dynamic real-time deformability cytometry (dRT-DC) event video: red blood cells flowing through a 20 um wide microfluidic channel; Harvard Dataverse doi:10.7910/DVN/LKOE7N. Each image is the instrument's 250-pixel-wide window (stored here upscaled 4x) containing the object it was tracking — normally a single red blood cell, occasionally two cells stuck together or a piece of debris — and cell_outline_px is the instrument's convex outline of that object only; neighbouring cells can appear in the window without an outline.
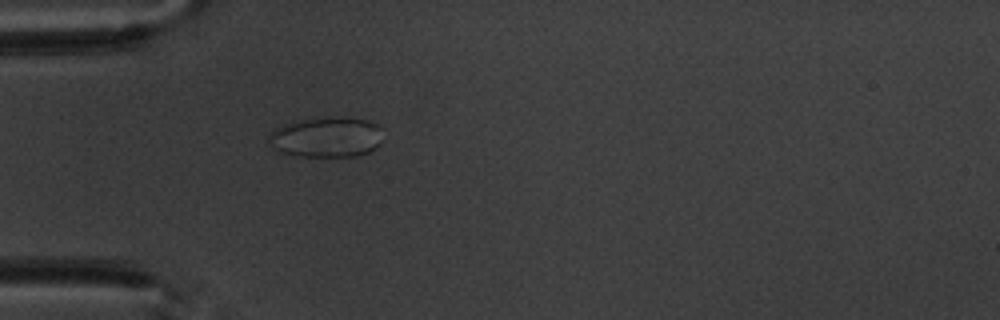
{"species": "common noctule bat (a hibernating species)", "species_latin": "Nyctalus noctula", "temperature_condition": "warm", "stored_images_in_passage": 5, "camera_frame_rate_fps": 3000, "um_per_image_px": 0.085, "animal": {"sex": "male", "body_mass_g": 20.1, "forearm_length_mm": 53.5}, "frame": {"image": 1, "passage_image": 5, "time_ms": 4.667, "image_size_px": [1000, 320], "cell_outline_px": [[384, 140], [376, 148], [368, 152], [356, 156], [300, 156], [280, 152], [272, 148], [268, 144], [268, 136], [276, 128], [284, 124], [304, 120], [332, 116], [344, 116], [368, 120], [376, 124]], "centroid_in_image_um": [27.76, 11.66], "position_along_channel_um": 57.2, "area_um2": 26.99}}